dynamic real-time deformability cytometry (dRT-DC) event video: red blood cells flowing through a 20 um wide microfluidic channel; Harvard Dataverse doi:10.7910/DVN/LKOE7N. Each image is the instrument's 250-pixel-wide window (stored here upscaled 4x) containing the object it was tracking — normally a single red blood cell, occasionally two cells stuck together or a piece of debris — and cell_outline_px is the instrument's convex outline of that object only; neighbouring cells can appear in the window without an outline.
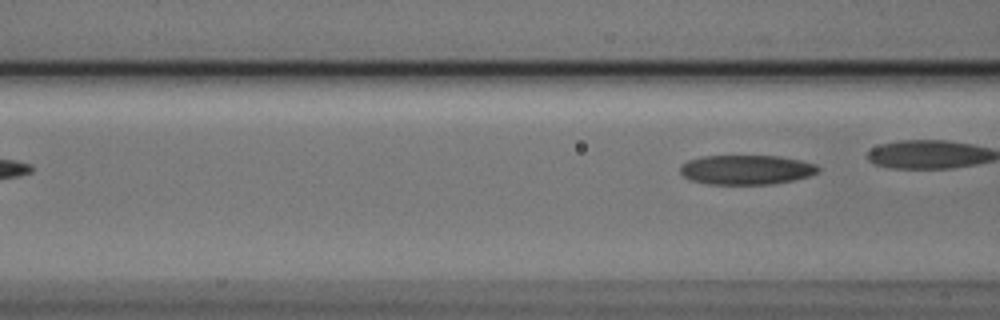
{"species": "Egyptian fruit bat (a non-hibernating species)", "species_latin": "Rousettus aegyptiacus", "temperature_condition": "cold", "stored_images_in_passage": 4, "segment_of_instrument_passage": [2, 2], "camera_frame_rate_fps": 3000, "um_per_image_px": 0.085, "animal": {"sex": "male"}, "frame": {"image": 1, "passage_image": 4, "time_ms": 1.0, "image_size_px": [1000, 320], "cell_outline_px": [[820, 172], [808, 176], [792, 180], [772, 184], [708, 184], [688, 180], [680, 172], [680, 164], [688, 160], [704, 156], [780, 156], [800, 160], [816, 164], [820, 168]], "centroid_in_image_um": [63.42, 14.43], "position_along_channel_um": 103.2, "area_um2": 23.87}}